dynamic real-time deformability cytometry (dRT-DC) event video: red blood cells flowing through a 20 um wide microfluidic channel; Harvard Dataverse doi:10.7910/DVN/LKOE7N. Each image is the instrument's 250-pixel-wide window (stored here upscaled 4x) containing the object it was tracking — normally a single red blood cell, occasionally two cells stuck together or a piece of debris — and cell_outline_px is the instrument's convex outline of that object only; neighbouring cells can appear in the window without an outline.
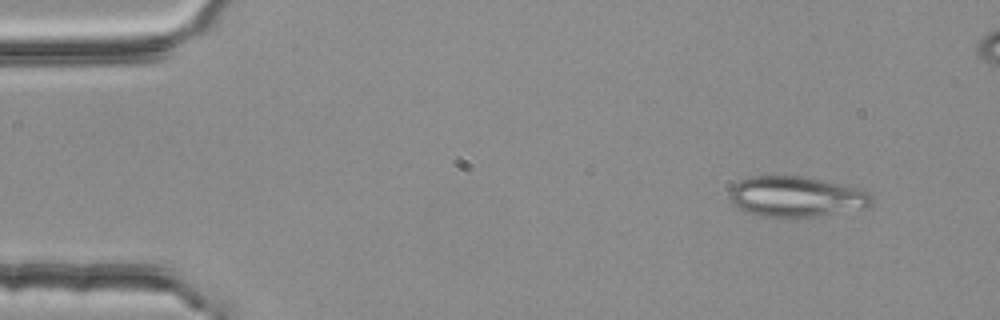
{"species": "common noctule bat (a hibernating species)", "species_latin": "Nyctalus noctula", "temperature_condition": "room temperature", "stored_images_in_passage": 4, "camera_frame_rate_fps": 3000, "um_per_image_px": 0.085, "animal": {"sex": "female", "body_mass_g": 25.1}, "frame": {"image": 1, "passage_image": 1, "time_ms": 0.0, "image_size_px": [1000, 320], "cell_outline_px": [[872, 204], [864, 208], [792, 220], [764, 216], [740, 208], [732, 204], [728, 196], [728, 192], [740, 180], [748, 176], [800, 176], [820, 180], [868, 192], [872, 196]], "centroid_in_image_um": [67.61, 16.74], "position_along_channel_um": 17.4, "area_um2": 33.41}}